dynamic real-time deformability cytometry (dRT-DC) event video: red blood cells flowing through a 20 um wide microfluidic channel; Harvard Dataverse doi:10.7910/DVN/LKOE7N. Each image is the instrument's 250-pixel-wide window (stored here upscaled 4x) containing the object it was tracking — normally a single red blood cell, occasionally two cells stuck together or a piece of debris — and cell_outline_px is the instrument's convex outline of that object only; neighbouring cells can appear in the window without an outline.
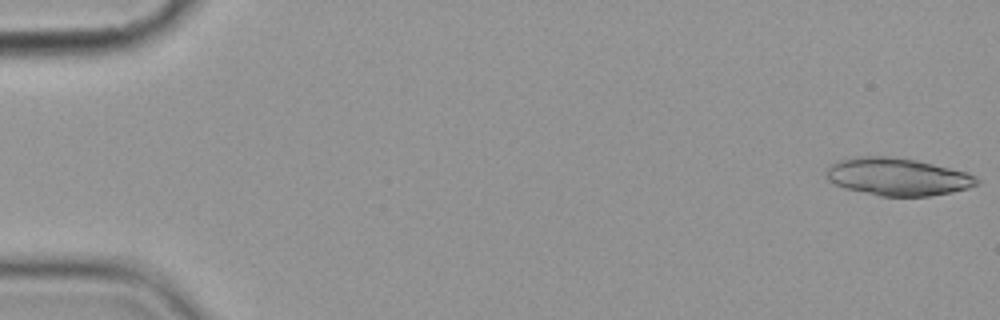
{"species": "common noctule bat (a hibernating species)", "species_latin": "Nyctalus noctula", "temperature_condition": "cold", "stored_images_in_passage": 6, "camera_frame_rate_fps": 3000, "um_per_image_px": 0.085, "animal": {"sex": "female", "body_mass_g": 19.9}, "frame": {"image": 1, "passage_image": 1, "time_ms": 0.0, "image_size_px": [1000, 320], "cell_outline_px": [[980, 180], [976, 184], [968, 188], [952, 192], [928, 196], [880, 196], [844, 188], [828, 180], [824, 172], [828, 164], [836, 160], [856, 156], [888, 156], [916, 160], [968, 172], [976, 176]], "centroid_in_image_um": [76.24, 15.01], "position_along_channel_um": 8.8, "area_um2": 33.23}}